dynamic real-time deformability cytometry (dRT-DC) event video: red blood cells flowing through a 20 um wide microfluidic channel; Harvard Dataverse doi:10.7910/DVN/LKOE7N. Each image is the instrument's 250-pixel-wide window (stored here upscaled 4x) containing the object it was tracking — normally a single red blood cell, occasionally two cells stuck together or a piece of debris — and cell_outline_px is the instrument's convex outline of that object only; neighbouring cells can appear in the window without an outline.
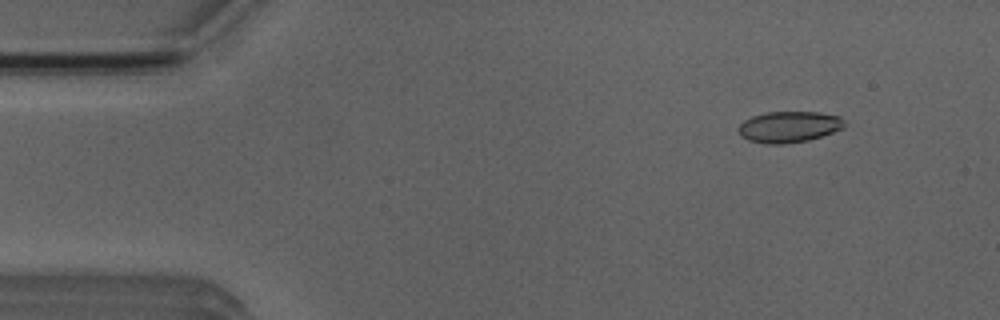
{"species": "Egyptian fruit bat (a non-hibernating species)", "species_latin": "Rousettus aegyptiacus", "temperature_condition": "room temperature", "stored_images_in_passage": 5, "camera_frame_rate_fps": 3000, "um_per_image_px": 0.085, "animal": {"sex": "male"}, "frame": {"image": 1, "passage_image": 2, "time_ms": 1.0, "image_size_px": [1000, 320], "cell_outline_px": [[844, 128], [808, 140], [784, 144], [764, 144], [748, 140], [740, 136], [736, 128], [744, 120], [752, 116], [768, 112], [820, 112], [840, 116], [844, 120]], "centroid_in_image_um": [67.03, 10.78], "position_along_channel_um": 18.0, "area_um2": 19.36}}